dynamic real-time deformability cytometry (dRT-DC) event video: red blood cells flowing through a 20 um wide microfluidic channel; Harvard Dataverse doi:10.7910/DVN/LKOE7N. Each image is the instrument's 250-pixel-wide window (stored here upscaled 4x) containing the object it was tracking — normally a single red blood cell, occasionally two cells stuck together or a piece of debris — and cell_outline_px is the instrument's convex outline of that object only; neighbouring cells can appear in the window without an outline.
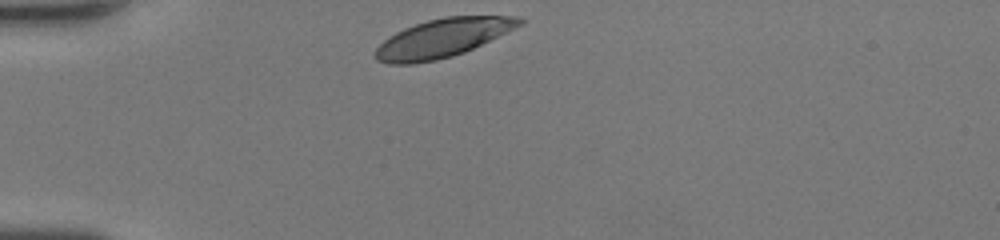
{"species": "human", "species_latin": "Homo sapiens", "temperature_condition": "room temperature", "stored_images_in_passage": 27, "camera_frame_rate_fps": 3000, "um_per_image_px": 0.085, "donor": {"sex": "female"}, "frame": {"image": 1, "passage_image": 1, "time_ms": 0.0, "image_size_px": [1000, 240], "cell_outline_px": [[524, 24], [464, 52], [452, 56], [436, 60], [412, 64], [388, 64], [376, 60], [376, 48], [388, 36], [404, 28], [428, 20], [444, 16], [520, 16], [524, 20]], "centroid_in_image_um": [37.63, 3.23], "position_along_channel_um": 47.4, "area_um2": 32.19}}
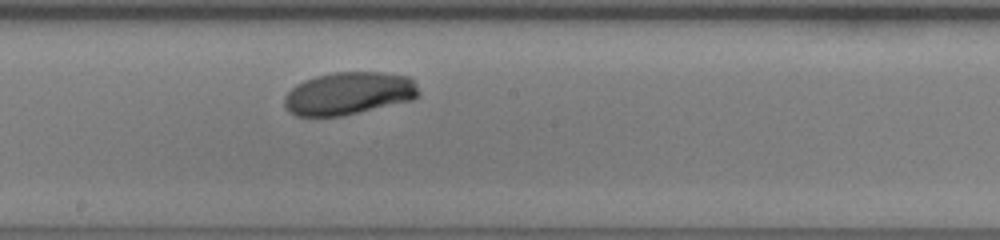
{"frame": {"image": 2, "passage_image": 15, "time_ms": 4.667, "image_size_px": [1000, 240], "cell_outline_px": [[420, 96], [412, 100], [344, 116], [296, 116], [288, 112], [284, 108], [284, 96], [296, 84], [304, 80], [316, 76], [332, 72], [384, 72], [408, 76], [412, 80], [420, 92]], "centroid_in_image_um": [29.63, 7.94], "position_along_channel_um": 218.6, "area_um2": 33.76}}
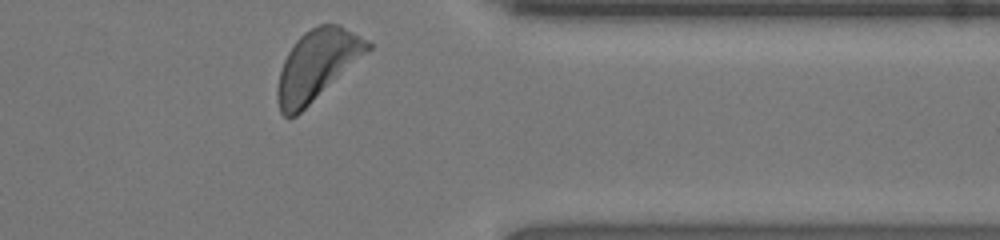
{"frame": {"image": 3, "passage_image": 27, "time_ms": 8.667, "image_size_px": [1000, 240], "cell_outline_px": [[372, 48], [296, 116], [284, 116], [280, 112], [276, 100], [276, 92], [280, 72], [284, 60], [288, 52], [296, 40], [304, 32], [320, 24], [340, 24], [368, 40], [372, 44]], "centroid_in_image_um": [26.94, 5.51], "position_along_channel_um": 384.5, "area_um2": 36.41}, "authors_computed_cell_mechanics": {"area_um2": 33.7552, "velocity_mm_per_s": 4.3172, "shape_relaxation_time_tau1_ms": 2.0205, "shape_relaxation_time_tau2_ms": null, "deformation_change_tau1": 0.1212, "deformation_change_tau2": null}}